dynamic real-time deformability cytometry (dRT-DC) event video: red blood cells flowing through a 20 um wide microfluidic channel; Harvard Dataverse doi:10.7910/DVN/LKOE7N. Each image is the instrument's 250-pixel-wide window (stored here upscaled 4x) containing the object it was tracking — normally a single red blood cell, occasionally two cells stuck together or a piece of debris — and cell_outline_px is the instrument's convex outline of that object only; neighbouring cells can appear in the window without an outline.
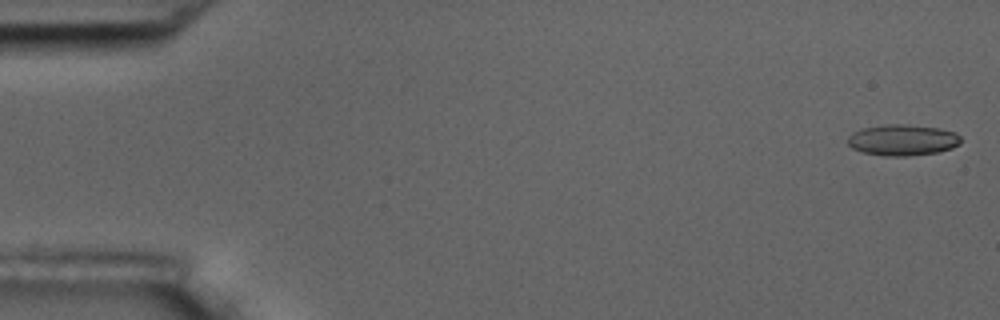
{"species": "common noctule bat (a hibernating species)", "species_latin": "Nyctalus noctula", "temperature_condition": "room temperature", "stored_images_in_passage": 15, "camera_frame_rate_fps": 3000, "um_per_image_px": 0.085, "animal": {"sex": "male", "body_mass_g": 17.5, "forearm_length_mm": 52.3}, "frame": {"image": 1, "passage_image": 1, "time_ms": 0.0, "image_size_px": [1000, 320], "cell_outline_px": [[960, 144], [952, 148], [936, 152], [908, 156], [884, 156], [864, 152], [852, 148], [848, 144], [848, 136], [852, 132], [860, 128], [888, 124], [908, 124], [940, 128], [956, 132], [960, 136]], "centroid_in_image_um": [76.72, 11.89], "position_along_channel_um": 8.3, "area_um2": 20.63}}
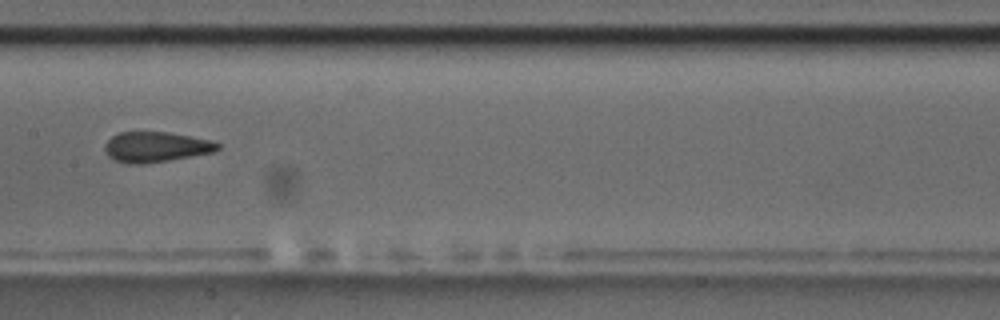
{"frame": {"image": 2, "passage_image": 8, "time_ms": 9.0, "image_size_px": [1000, 320], "cell_outline_px": [[220, 148], [216, 152], [168, 160], [140, 164], [128, 164], [112, 160], [108, 156], [104, 148], [104, 144], [112, 136], [120, 132], [168, 132], [212, 140], [220, 144]], "centroid_in_image_um": [13.25, 12.49], "position_along_channel_um": 194.1, "area_um2": 20.06}}
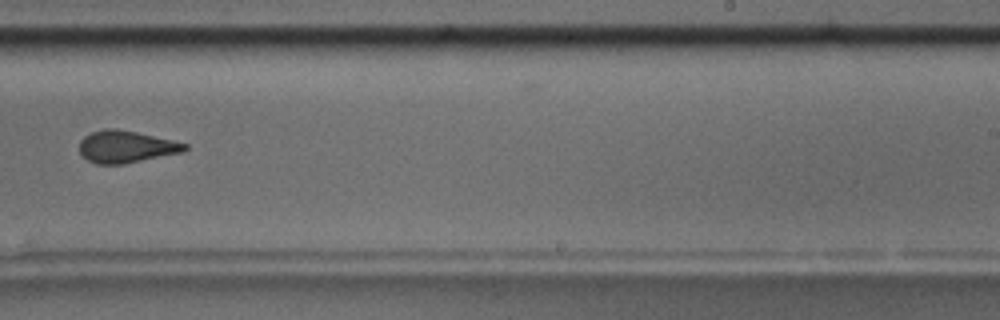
{"frame": {"image": 3, "passage_image": 10, "time_ms": 11.333, "image_size_px": [1000, 320], "cell_outline_px": [[188, 148], [184, 152], [124, 164], [96, 164], [88, 160], [80, 152], [80, 140], [84, 136], [92, 132], [104, 128], [116, 128], [136, 132], [172, 140], [188, 144]], "centroid_in_image_um": [10.72, 12.47], "position_along_channel_um": 278.3, "area_um2": 19.71}, "authors_computed_cell_mechanics": {"area_um2": 20.4612, "velocity_mm_per_s": 3.6126, "shape_relaxation_time_tau1_ms": null, "shape_relaxation_time_tau2_ms": 1.7099, "deformation_change_tau1": null, "deformation_change_tau2": 0.0989}}